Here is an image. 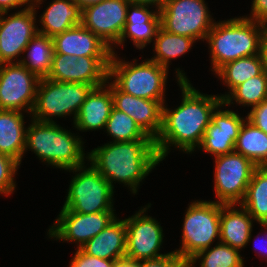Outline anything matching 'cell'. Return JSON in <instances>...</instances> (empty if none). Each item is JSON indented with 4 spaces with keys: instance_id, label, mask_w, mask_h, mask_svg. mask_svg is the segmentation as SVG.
Wrapping results in <instances>:
<instances>
[{
    "instance_id": "cell-1",
    "label": "cell",
    "mask_w": 267,
    "mask_h": 267,
    "mask_svg": "<svg viewBox=\"0 0 267 267\" xmlns=\"http://www.w3.org/2000/svg\"><path fill=\"white\" fill-rule=\"evenodd\" d=\"M175 74L182 92V102L174 110L163 104L162 128L155 140L161 161L173 145L187 154L198 148L210 125L212 113L223 103L219 95L202 94L196 90L180 68L176 69Z\"/></svg>"
},
{
    "instance_id": "cell-2",
    "label": "cell",
    "mask_w": 267,
    "mask_h": 267,
    "mask_svg": "<svg viewBox=\"0 0 267 267\" xmlns=\"http://www.w3.org/2000/svg\"><path fill=\"white\" fill-rule=\"evenodd\" d=\"M87 155V161L113 188L114 181V184L123 183L133 194L138 192L140 182L161 162L154 140L110 141Z\"/></svg>"
},
{
    "instance_id": "cell-3",
    "label": "cell",
    "mask_w": 267,
    "mask_h": 267,
    "mask_svg": "<svg viewBox=\"0 0 267 267\" xmlns=\"http://www.w3.org/2000/svg\"><path fill=\"white\" fill-rule=\"evenodd\" d=\"M267 26L243 17L214 22L208 32L212 71L239 58L260 54L261 41Z\"/></svg>"
},
{
    "instance_id": "cell-4",
    "label": "cell",
    "mask_w": 267,
    "mask_h": 267,
    "mask_svg": "<svg viewBox=\"0 0 267 267\" xmlns=\"http://www.w3.org/2000/svg\"><path fill=\"white\" fill-rule=\"evenodd\" d=\"M31 121L26 130L25 152L32 150L42 162L66 171L85 164L88 155L81 136L56 122Z\"/></svg>"
},
{
    "instance_id": "cell-5",
    "label": "cell",
    "mask_w": 267,
    "mask_h": 267,
    "mask_svg": "<svg viewBox=\"0 0 267 267\" xmlns=\"http://www.w3.org/2000/svg\"><path fill=\"white\" fill-rule=\"evenodd\" d=\"M126 62L112 54L109 64V80L123 92L135 97L165 103L168 69L150 59L145 62Z\"/></svg>"
},
{
    "instance_id": "cell-6",
    "label": "cell",
    "mask_w": 267,
    "mask_h": 267,
    "mask_svg": "<svg viewBox=\"0 0 267 267\" xmlns=\"http://www.w3.org/2000/svg\"><path fill=\"white\" fill-rule=\"evenodd\" d=\"M92 86L84 83L59 82L40 78L31 119L55 122L52 117L74 115L73 123Z\"/></svg>"
},
{
    "instance_id": "cell-7",
    "label": "cell",
    "mask_w": 267,
    "mask_h": 267,
    "mask_svg": "<svg viewBox=\"0 0 267 267\" xmlns=\"http://www.w3.org/2000/svg\"><path fill=\"white\" fill-rule=\"evenodd\" d=\"M181 246L174 250L184 261L211 247L220 238V203L196 200L184 214Z\"/></svg>"
},
{
    "instance_id": "cell-8",
    "label": "cell",
    "mask_w": 267,
    "mask_h": 267,
    "mask_svg": "<svg viewBox=\"0 0 267 267\" xmlns=\"http://www.w3.org/2000/svg\"><path fill=\"white\" fill-rule=\"evenodd\" d=\"M67 171L75 172V175L62 208L84 214L115 211L114 188L91 164L88 168L84 164Z\"/></svg>"
},
{
    "instance_id": "cell-9",
    "label": "cell",
    "mask_w": 267,
    "mask_h": 267,
    "mask_svg": "<svg viewBox=\"0 0 267 267\" xmlns=\"http://www.w3.org/2000/svg\"><path fill=\"white\" fill-rule=\"evenodd\" d=\"M159 15L162 29L195 41L206 40L214 24L205 0H168Z\"/></svg>"
},
{
    "instance_id": "cell-10",
    "label": "cell",
    "mask_w": 267,
    "mask_h": 267,
    "mask_svg": "<svg viewBox=\"0 0 267 267\" xmlns=\"http://www.w3.org/2000/svg\"><path fill=\"white\" fill-rule=\"evenodd\" d=\"M214 159V191L217 202L239 205L245 198L248 184L257 166L235 151L216 156Z\"/></svg>"
},
{
    "instance_id": "cell-11",
    "label": "cell",
    "mask_w": 267,
    "mask_h": 267,
    "mask_svg": "<svg viewBox=\"0 0 267 267\" xmlns=\"http://www.w3.org/2000/svg\"><path fill=\"white\" fill-rule=\"evenodd\" d=\"M40 78L20 62L0 64V110L31 115Z\"/></svg>"
},
{
    "instance_id": "cell-12",
    "label": "cell",
    "mask_w": 267,
    "mask_h": 267,
    "mask_svg": "<svg viewBox=\"0 0 267 267\" xmlns=\"http://www.w3.org/2000/svg\"><path fill=\"white\" fill-rule=\"evenodd\" d=\"M110 60L111 57H76L54 53L51 70L46 78L98 87L108 80Z\"/></svg>"
},
{
    "instance_id": "cell-13",
    "label": "cell",
    "mask_w": 267,
    "mask_h": 267,
    "mask_svg": "<svg viewBox=\"0 0 267 267\" xmlns=\"http://www.w3.org/2000/svg\"><path fill=\"white\" fill-rule=\"evenodd\" d=\"M116 218L114 211L84 214L62 208L47 233L49 238L74 242L80 248Z\"/></svg>"
},
{
    "instance_id": "cell-14",
    "label": "cell",
    "mask_w": 267,
    "mask_h": 267,
    "mask_svg": "<svg viewBox=\"0 0 267 267\" xmlns=\"http://www.w3.org/2000/svg\"><path fill=\"white\" fill-rule=\"evenodd\" d=\"M151 203L125 219L126 257L137 261L157 258L163 243V229L155 218L145 214Z\"/></svg>"
},
{
    "instance_id": "cell-15",
    "label": "cell",
    "mask_w": 267,
    "mask_h": 267,
    "mask_svg": "<svg viewBox=\"0 0 267 267\" xmlns=\"http://www.w3.org/2000/svg\"><path fill=\"white\" fill-rule=\"evenodd\" d=\"M37 11L31 6L9 15L0 13V64L13 63L21 54L29 41L38 33L36 27Z\"/></svg>"
},
{
    "instance_id": "cell-16",
    "label": "cell",
    "mask_w": 267,
    "mask_h": 267,
    "mask_svg": "<svg viewBox=\"0 0 267 267\" xmlns=\"http://www.w3.org/2000/svg\"><path fill=\"white\" fill-rule=\"evenodd\" d=\"M128 5V0H104L82 9V25L105 42L112 54L125 27Z\"/></svg>"
},
{
    "instance_id": "cell-17",
    "label": "cell",
    "mask_w": 267,
    "mask_h": 267,
    "mask_svg": "<svg viewBox=\"0 0 267 267\" xmlns=\"http://www.w3.org/2000/svg\"><path fill=\"white\" fill-rule=\"evenodd\" d=\"M219 105L212 113L210 125L205 130L199 149L213 154L214 157L234 151L240 128L246 118L233 110H222Z\"/></svg>"
},
{
    "instance_id": "cell-18",
    "label": "cell",
    "mask_w": 267,
    "mask_h": 267,
    "mask_svg": "<svg viewBox=\"0 0 267 267\" xmlns=\"http://www.w3.org/2000/svg\"><path fill=\"white\" fill-rule=\"evenodd\" d=\"M111 92L114 108L133 118L140 129L155 141L162 128L163 104L127 94L112 81Z\"/></svg>"
},
{
    "instance_id": "cell-19",
    "label": "cell",
    "mask_w": 267,
    "mask_h": 267,
    "mask_svg": "<svg viewBox=\"0 0 267 267\" xmlns=\"http://www.w3.org/2000/svg\"><path fill=\"white\" fill-rule=\"evenodd\" d=\"M52 40L54 53L75 55L76 57L112 56L111 48L82 24L54 36Z\"/></svg>"
},
{
    "instance_id": "cell-20",
    "label": "cell",
    "mask_w": 267,
    "mask_h": 267,
    "mask_svg": "<svg viewBox=\"0 0 267 267\" xmlns=\"http://www.w3.org/2000/svg\"><path fill=\"white\" fill-rule=\"evenodd\" d=\"M150 5L129 3L126 12V22L122 35L116 44L125 43L130 38L137 49H143L154 41L160 26L159 10L150 11ZM153 11V12H152Z\"/></svg>"
},
{
    "instance_id": "cell-21",
    "label": "cell",
    "mask_w": 267,
    "mask_h": 267,
    "mask_svg": "<svg viewBox=\"0 0 267 267\" xmlns=\"http://www.w3.org/2000/svg\"><path fill=\"white\" fill-rule=\"evenodd\" d=\"M108 81L109 78L105 84L92 88L86 96L73 123L77 131L86 132L105 129L111 110L114 107L111 82L109 84Z\"/></svg>"
},
{
    "instance_id": "cell-22",
    "label": "cell",
    "mask_w": 267,
    "mask_h": 267,
    "mask_svg": "<svg viewBox=\"0 0 267 267\" xmlns=\"http://www.w3.org/2000/svg\"><path fill=\"white\" fill-rule=\"evenodd\" d=\"M220 203V238L219 241L232 248L241 250L252 237L253 217L241 205Z\"/></svg>"
},
{
    "instance_id": "cell-23",
    "label": "cell",
    "mask_w": 267,
    "mask_h": 267,
    "mask_svg": "<svg viewBox=\"0 0 267 267\" xmlns=\"http://www.w3.org/2000/svg\"><path fill=\"white\" fill-rule=\"evenodd\" d=\"M80 249L90 256L106 260L116 261L126 257L125 219L116 218Z\"/></svg>"
},
{
    "instance_id": "cell-24",
    "label": "cell",
    "mask_w": 267,
    "mask_h": 267,
    "mask_svg": "<svg viewBox=\"0 0 267 267\" xmlns=\"http://www.w3.org/2000/svg\"><path fill=\"white\" fill-rule=\"evenodd\" d=\"M38 32L51 38L82 24V9L74 0H53L42 13Z\"/></svg>"
},
{
    "instance_id": "cell-25",
    "label": "cell",
    "mask_w": 267,
    "mask_h": 267,
    "mask_svg": "<svg viewBox=\"0 0 267 267\" xmlns=\"http://www.w3.org/2000/svg\"><path fill=\"white\" fill-rule=\"evenodd\" d=\"M23 112L0 110V154L21 164L25 153L26 130Z\"/></svg>"
},
{
    "instance_id": "cell-26",
    "label": "cell",
    "mask_w": 267,
    "mask_h": 267,
    "mask_svg": "<svg viewBox=\"0 0 267 267\" xmlns=\"http://www.w3.org/2000/svg\"><path fill=\"white\" fill-rule=\"evenodd\" d=\"M234 151L250 159L257 167L267 166V134L246 118Z\"/></svg>"
},
{
    "instance_id": "cell-27",
    "label": "cell",
    "mask_w": 267,
    "mask_h": 267,
    "mask_svg": "<svg viewBox=\"0 0 267 267\" xmlns=\"http://www.w3.org/2000/svg\"><path fill=\"white\" fill-rule=\"evenodd\" d=\"M264 71L260 54L239 58L222 66L216 73L222 82L228 87L227 94L219 95L225 99L238 85L251 77L260 75Z\"/></svg>"
},
{
    "instance_id": "cell-28",
    "label": "cell",
    "mask_w": 267,
    "mask_h": 267,
    "mask_svg": "<svg viewBox=\"0 0 267 267\" xmlns=\"http://www.w3.org/2000/svg\"><path fill=\"white\" fill-rule=\"evenodd\" d=\"M26 52L27 57H23L21 60L17 59L16 62L23 64L39 78L47 77L51 70L54 55L52 38L38 32L25 47L24 53Z\"/></svg>"
},
{
    "instance_id": "cell-29",
    "label": "cell",
    "mask_w": 267,
    "mask_h": 267,
    "mask_svg": "<svg viewBox=\"0 0 267 267\" xmlns=\"http://www.w3.org/2000/svg\"><path fill=\"white\" fill-rule=\"evenodd\" d=\"M258 223H267V166L256 167L240 203Z\"/></svg>"
},
{
    "instance_id": "cell-30",
    "label": "cell",
    "mask_w": 267,
    "mask_h": 267,
    "mask_svg": "<svg viewBox=\"0 0 267 267\" xmlns=\"http://www.w3.org/2000/svg\"><path fill=\"white\" fill-rule=\"evenodd\" d=\"M194 42L193 38L167 32L160 27L153 42L156 54L150 60L169 69L171 60L187 53Z\"/></svg>"
},
{
    "instance_id": "cell-31",
    "label": "cell",
    "mask_w": 267,
    "mask_h": 267,
    "mask_svg": "<svg viewBox=\"0 0 267 267\" xmlns=\"http://www.w3.org/2000/svg\"><path fill=\"white\" fill-rule=\"evenodd\" d=\"M267 99V74L263 71L260 75L249 78L238 85L224 100L225 106L230 104L254 108ZM234 100V102H233Z\"/></svg>"
},
{
    "instance_id": "cell-32",
    "label": "cell",
    "mask_w": 267,
    "mask_h": 267,
    "mask_svg": "<svg viewBox=\"0 0 267 267\" xmlns=\"http://www.w3.org/2000/svg\"><path fill=\"white\" fill-rule=\"evenodd\" d=\"M214 246L200 251L190 259V262L195 265L199 260V267H244L240 250L220 241Z\"/></svg>"
},
{
    "instance_id": "cell-33",
    "label": "cell",
    "mask_w": 267,
    "mask_h": 267,
    "mask_svg": "<svg viewBox=\"0 0 267 267\" xmlns=\"http://www.w3.org/2000/svg\"><path fill=\"white\" fill-rule=\"evenodd\" d=\"M105 130L108 135L113 137V142L153 140L140 129L133 118L114 107L107 120Z\"/></svg>"
},
{
    "instance_id": "cell-34",
    "label": "cell",
    "mask_w": 267,
    "mask_h": 267,
    "mask_svg": "<svg viewBox=\"0 0 267 267\" xmlns=\"http://www.w3.org/2000/svg\"><path fill=\"white\" fill-rule=\"evenodd\" d=\"M20 164L13 158L0 154V194L8 196L16 188L14 177Z\"/></svg>"
},
{
    "instance_id": "cell-35",
    "label": "cell",
    "mask_w": 267,
    "mask_h": 267,
    "mask_svg": "<svg viewBox=\"0 0 267 267\" xmlns=\"http://www.w3.org/2000/svg\"><path fill=\"white\" fill-rule=\"evenodd\" d=\"M114 265V260L93 257L77 248L69 267H114Z\"/></svg>"
},
{
    "instance_id": "cell-36",
    "label": "cell",
    "mask_w": 267,
    "mask_h": 267,
    "mask_svg": "<svg viewBox=\"0 0 267 267\" xmlns=\"http://www.w3.org/2000/svg\"><path fill=\"white\" fill-rule=\"evenodd\" d=\"M184 260L174 251L166 255L139 261V267H178Z\"/></svg>"
},
{
    "instance_id": "cell-37",
    "label": "cell",
    "mask_w": 267,
    "mask_h": 267,
    "mask_svg": "<svg viewBox=\"0 0 267 267\" xmlns=\"http://www.w3.org/2000/svg\"><path fill=\"white\" fill-rule=\"evenodd\" d=\"M246 118L267 134V99L250 109Z\"/></svg>"
},
{
    "instance_id": "cell-38",
    "label": "cell",
    "mask_w": 267,
    "mask_h": 267,
    "mask_svg": "<svg viewBox=\"0 0 267 267\" xmlns=\"http://www.w3.org/2000/svg\"><path fill=\"white\" fill-rule=\"evenodd\" d=\"M246 18L267 26V0H253L250 16Z\"/></svg>"
},
{
    "instance_id": "cell-39",
    "label": "cell",
    "mask_w": 267,
    "mask_h": 267,
    "mask_svg": "<svg viewBox=\"0 0 267 267\" xmlns=\"http://www.w3.org/2000/svg\"><path fill=\"white\" fill-rule=\"evenodd\" d=\"M29 5L28 0H0V13L9 12L10 9L22 7L23 5Z\"/></svg>"
},
{
    "instance_id": "cell-40",
    "label": "cell",
    "mask_w": 267,
    "mask_h": 267,
    "mask_svg": "<svg viewBox=\"0 0 267 267\" xmlns=\"http://www.w3.org/2000/svg\"><path fill=\"white\" fill-rule=\"evenodd\" d=\"M168 0H128L129 3L132 4H142V5H150L151 8L152 6H156L154 7L156 10H160L162 9Z\"/></svg>"
},
{
    "instance_id": "cell-41",
    "label": "cell",
    "mask_w": 267,
    "mask_h": 267,
    "mask_svg": "<svg viewBox=\"0 0 267 267\" xmlns=\"http://www.w3.org/2000/svg\"><path fill=\"white\" fill-rule=\"evenodd\" d=\"M260 55L263 62L264 72L267 74V28L262 37Z\"/></svg>"
},
{
    "instance_id": "cell-42",
    "label": "cell",
    "mask_w": 267,
    "mask_h": 267,
    "mask_svg": "<svg viewBox=\"0 0 267 267\" xmlns=\"http://www.w3.org/2000/svg\"><path fill=\"white\" fill-rule=\"evenodd\" d=\"M114 267H139V261L123 257L115 261Z\"/></svg>"
},
{
    "instance_id": "cell-43",
    "label": "cell",
    "mask_w": 267,
    "mask_h": 267,
    "mask_svg": "<svg viewBox=\"0 0 267 267\" xmlns=\"http://www.w3.org/2000/svg\"><path fill=\"white\" fill-rule=\"evenodd\" d=\"M104 0H74V2L81 7V9L86 8L87 6L100 3Z\"/></svg>"
},
{
    "instance_id": "cell-44",
    "label": "cell",
    "mask_w": 267,
    "mask_h": 267,
    "mask_svg": "<svg viewBox=\"0 0 267 267\" xmlns=\"http://www.w3.org/2000/svg\"><path fill=\"white\" fill-rule=\"evenodd\" d=\"M262 227H264L265 229H267V223H259ZM267 232H265V239L267 238ZM257 240V239H256ZM265 241V240H264ZM267 242V241H266ZM265 242V243H266ZM262 243V242H261ZM265 243H264V245H265ZM266 245H267V243H266ZM265 245V246H266ZM255 246V245H254ZM258 248V247H257ZM256 248V249H257ZM260 249V248H259ZM265 250V251H264ZM260 253H261V256H263V254H264V256H263V258L265 257L266 259H265V261H267V247H265V248H263V250H262V248L260 249V252H259V255H260ZM263 253V254H262Z\"/></svg>"
},
{
    "instance_id": "cell-45",
    "label": "cell",
    "mask_w": 267,
    "mask_h": 267,
    "mask_svg": "<svg viewBox=\"0 0 267 267\" xmlns=\"http://www.w3.org/2000/svg\"><path fill=\"white\" fill-rule=\"evenodd\" d=\"M28 1L35 10L37 9V7H39L40 4H42L41 2H43V0H28Z\"/></svg>"
},
{
    "instance_id": "cell-46",
    "label": "cell",
    "mask_w": 267,
    "mask_h": 267,
    "mask_svg": "<svg viewBox=\"0 0 267 267\" xmlns=\"http://www.w3.org/2000/svg\"><path fill=\"white\" fill-rule=\"evenodd\" d=\"M178 267H195L190 261H183Z\"/></svg>"
}]
</instances>
